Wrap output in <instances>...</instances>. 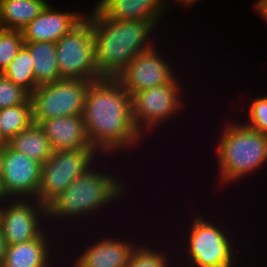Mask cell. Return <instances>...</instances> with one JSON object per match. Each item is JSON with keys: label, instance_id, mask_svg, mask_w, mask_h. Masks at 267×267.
<instances>
[{"label": "cell", "instance_id": "obj_1", "mask_svg": "<svg viewBox=\"0 0 267 267\" xmlns=\"http://www.w3.org/2000/svg\"><path fill=\"white\" fill-rule=\"evenodd\" d=\"M82 117L91 146L113 157L145 140L132 117L131 96L116 78L93 81L87 91ZM122 149V150H121ZM116 152V153H114Z\"/></svg>", "mask_w": 267, "mask_h": 267}, {"label": "cell", "instance_id": "obj_2", "mask_svg": "<svg viewBox=\"0 0 267 267\" xmlns=\"http://www.w3.org/2000/svg\"><path fill=\"white\" fill-rule=\"evenodd\" d=\"M91 10L86 16L92 25L95 62L102 78H117L134 57L156 46L151 36L160 21H121L104 15L95 5Z\"/></svg>", "mask_w": 267, "mask_h": 267}, {"label": "cell", "instance_id": "obj_3", "mask_svg": "<svg viewBox=\"0 0 267 267\" xmlns=\"http://www.w3.org/2000/svg\"><path fill=\"white\" fill-rule=\"evenodd\" d=\"M97 164L96 162L83 175L76 178L47 206L48 223L53 221L57 224L59 220L62 225V221L70 223L76 220L75 224L78 225L77 220L80 222V219H85L86 216L87 220L92 219L90 216L94 218L97 213L102 214L100 211H103V208H108L114 201L117 203L128 193V189L125 188L128 182L121 180L114 173L107 174L103 168L98 170Z\"/></svg>", "mask_w": 267, "mask_h": 267}, {"label": "cell", "instance_id": "obj_4", "mask_svg": "<svg viewBox=\"0 0 267 267\" xmlns=\"http://www.w3.org/2000/svg\"><path fill=\"white\" fill-rule=\"evenodd\" d=\"M236 121H228L221 127V137L214 149L217 151L218 187L225 189L231 183L249 178L257 170L259 173V169L267 165V136L246 126L241 120L239 123Z\"/></svg>", "mask_w": 267, "mask_h": 267}, {"label": "cell", "instance_id": "obj_5", "mask_svg": "<svg viewBox=\"0 0 267 267\" xmlns=\"http://www.w3.org/2000/svg\"><path fill=\"white\" fill-rule=\"evenodd\" d=\"M193 215V221L188 226L190 230L188 229V232H186L189 235L187 234V237L184 238L186 240L180 243V246L184 244V248L180 247L182 249L180 253L185 252L186 266L236 267L238 251L240 250L235 247L237 242L231 236L233 233L229 234L228 227L225 228L224 224L222 226L219 220L215 224L212 220H207L201 216V214L195 213ZM219 222L220 225H217Z\"/></svg>", "mask_w": 267, "mask_h": 267}, {"label": "cell", "instance_id": "obj_6", "mask_svg": "<svg viewBox=\"0 0 267 267\" xmlns=\"http://www.w3.org/2000/svg\"><path fill=\"white\" fill-rule=\"evenodd\" d=\"M179 81L176 76L168 84L141 90L131 97L133 121L142 137L147 132L154 133L157 128L160 130L161 124L166 125L185 110L182 109L185 106L182 101L184 86Z\"/></svg>", "mask_w": 267, "mask_h": 267}, {"label": "cell", "instance_id": "obj_7", "mask_svg": "<svg viewBox=\"0 0 267 267\" xmlns=\"http://www.w3.org/2000/svg\"><path fill=\"white\" fill-rule=\"evenodd\" d=\"M55 44L58 71L62 79H102L95 62L92 25L86 15Z\"/></svg>", "mask_w": 267, "mask_h": 267}, {"label": "cell", "instance_id": "obj_8", "mask_svg": "<svg viewBox=\"0 0 267 267\" xmlns=\"http://www.w3.org/2000/svg\"><path fill=\"white\" fill-rule=\"evenodd\" d=\"M97 155L100 157L94 148L53 151L52 156L41 167L37 200L48 206L76 178L101 160L97 159Z\"/></svg>", "mask_w": 267, "mask_h": 267}, {"label": "cell", "instance_id": "obj_9", "mask_svg": "<svg viewBox=\"0 0 267 267\" xmlns=\"http://www.w3.org/2000/svg\"><path fill=\"white\" fill-rule=\"evenodd\" d=\"M93 81L61 79L38 86L30 95L33 122L49 118L82 116L87 91Z\"/></svg>", "mask_w": 267, "mask_h": 267}, {"label": "cell", "instance_id": "obj_10", "mask_svg": "<svg viewBox=\"0 0 267 267\" xmlns=\"http://www.w3.org/2000/svg\"><path fill=\"white\" fill-rule=\"evenodd\" d=\"M47 220V206L37 199H0V228L7 245L43 235L48 230Z\"/></svg>", "mask_w": 267, "mask_h": 267}, {"label": "cell", "instance_id": "obj_11", "mask_svg": "<svg viewBox=\"0 0 267 267\" xmlns=\"http://www.w3.org/2000/svg\"><path fill=\"white\" fill-rule=\"evenodd\" d=\"M42 165L27 155L0 147V199H37Z\"/></svg>", "mask_w": 267, "mask_h": 267}, {"label": "cell", "instance_id": "obj_12", "mask_svg": "<svg viewBox=\"0 0 267 267\" xmlns=\"http://www.w3.org/2000/svg\"><path fill=\"white\" fill-rule=\"evenodd\" d=\"M157 48L154 46L138 54L117 76L116 79L131 97L141 90L168 84L176 77L173 63L165 59L158 52L162 50Z\"/></svg>", "mask_w": 267, "mask_h": 267}, {"label": "cell", "instance_id": "obj_13", "mask_svg": "<svg viewBox=\"0 0 267 267\" xmlns=\"http://www.w3.org/2000/svg\"><path fill=\"white\" fill-rule=\"evenodd\" d=\"M48 3L42 12L25 28L22 34L24 42H54L73 29L84 17L79 11H62Z\"/></svg>", "mask_w": 267, "mask_h": 267}, {"label": "cell", "instance_id": "obj_14", "mask_svg": "<svg viewBox=\"0 0 267 267\" xmlns=\"http://www.w3.org/2000/svg\"><path fill=\"white\" fill-rule=\"evenodd\" d=\"M94 243L85 244L77 258H73L71 267H127L131 251L136 246V241L124 240V237L97 238ZM133 241V242H132Z\"/></svg>", "mask_w": 267, "mask_h": 267}, {"label": "cell", "instance_id": "obj_15", "mask_svg": "<svg viewBox=\"0 0 267 267\" xmlns=\"http://www.w3.org/2000/svg\"><path fill=\"white\" fill-rule=\"evenodd\" d=\"M171 0H98L95 6L106 16L121 21H161ZM163 16V18H162Z\"/></svg>", "mask_w": 267, "mask_h": 267}, {"label": "cell", "instance_id": "obj_16", "mask_svg": "<svg viewBox=\"0 0 267 267\" xmlns=\"http://www.w3.org/2000/svg\"><path fill=\"white\" fill-rule=\"evenodd\" d=\"M39 125L49 139L53 151L93 148L82 116L49 118Z\"/></svg>", "mask_w": 267, "mask_h": 267}, {"label": "cell", "instance_id": "obj_17", "mask_svg": "<svg viewBox=\"0 0 267 267\" xmlns=\"http://www.w3.org/2000/svg\"><path fill=\"white\" fill-rule=\"evenodd\" d=\"M49 231L51 232L52 229L36 239L7 245L3 260L4 267H52L53 261L56 260L52 257L54 254L51 249L55 250L56 245H52L50 238L53 234L50 236ZM52 246H55V249Z\"/></svg>", "mask_w": 267, "mask_h": 267}, {"label": "cell", "instance_id": "obj_18", "mask_svg": "<svg viewBox=\"0 0 267 267\" xmlns=\"http://www.w3.org/2000/svg\"><path fill=\"white\" fill-rule=\"evenodd\" d=\"M47 4V0H0V29L22 30Z\"/></svg>", "mask_w": 267, "mask_h": 267}, {"label": "cell", "instance_id": "obj_19", "mask_svg": "<svg viewBox=\"0 0 267 267\" xmlns=\"http://www.w3.org/2000/svg\"><path fill=\"white\" fill-rule=\"evenodd\" d=\"M12 150L43 165L53 154L49 139L39 124L32 123L6 143Z\"/></svg>", "mask_w": 267, "mask_h": 267}, {"label": "cell", "instance_id": "obj_20", "mask_svg": "<svg viewBox=\"0 0 267 267\" xmlns=\"http://www.w3.org/2000/svg\"><path fill=\"white\" fill-rule=\"evenodd\" d=\"M33 59L35 83L40 86L61 80L54 42H24Z\"/></svg>", "mask_w": 267, "mask_h": 267}, {"label": "cell", "instance_id": "obj_21", "mask_svg": "<svg viewBox=\"0 0 267 267\" xmlns=\"http://www.w3.org/2000/svg\"><path fill=\"white\" fill-rule=\"evenodd\" d=\"M33 123L32 102L0 109V139L7 143Z\"/></svg>", "mask_w": 267, "mask_h": 267}, {"label": "cell", "instance_id": "obj_22", "mask_svg": "<svg viewBox=\"0 0 267 267\" xmlns=\"http://www.w3.org/2000/svg\"><path fill=\"white\" fill-rule=\"evenodd\" d=\"M2 74L30 95L38 87L35 83L33 59L24 44Z\"/></svg>", "mask_w": 267, "mask_h": 267}, {"label": "cell", "instance_id": "obj_23", "mask_svg": "<svg viewBox=\"0 0 267 267\" xmlns=\"http://www.w3.org/2000/svg\"><path fill=\"white\" fill-rule=\"evenodd\" d=\"M160 251V252H159ZM163 250H153V247L145 244H137L131 251L127 267H173L169 262L174 259Z\"/></svg>", "mask_w": 267, "mask_h": 267}, {"label": "cell", "instance_id": "obj_24", "mask_svg": "<svg viewBox=\"0 0 267 267\" xmlns=\"http://www.w3.org/2000/svg\"><path fill=\"white\" fill-rule=\"evenodd\" d=\"M24 44L21 30L0 29V73L8 67Z\"/></svg>", "mask_w": 267, "mask_h": 267}, {"label": "cell", "instance_id": "obj_25", "mask_svg": "<svg viewBox=\"0 0 267 267\" xmlns=\"http://www.w3.org/2000/svg\"><path fill=\"white\" fill-rule=\"evenodd\" d=\"M248 106V119L242 121L246 126L267 136V95L257 96Z\"/></svg>", "mask_w": 267, "mask_h": 267}, {"label": "cell", "instance_id": "obj_26", "mask_svg": "<svg viewBox=\"0 0 267 267\" xmlns=\"http://www.w3.org/2000/svg\"><path fill=\"white\" fill-rule=\"evenodd\" d=\"M30 94L0 73V109L25 103Z\"/></svg>", "mask_w": 267, "mask_h": 267}, {"label": "cell", "instance_id": "obj_27", "mask_svg": "<svg viewBox=\"0 0 267 267\" xmlns=\"http://www.w3.org/2000/svg\"><path fill=\"white\" fill-rule=\"evenodd\" d=\"M253 6L258 16L264 19V23H267V0H257Z\"/></svg>", "mask_w": 267, "mask_h": 267}, {"label": "cell", "instance_id": "obj_28", "mask_svg": "<svg viewBox=\"0 0 267 267\" xmlns=\"http://www.w3.org/2000/svg\"><path fill=\"white\" fill-rule=\"evenodd\" d=\"M6 247V240L2 229L0 228V264L3 263Z\"/></svg>", "mask_w": 267, "mask_h": 267}, {"label": "cell", "instance_id": "obj_29", "mask_svg": "<svg viewBox=\"0 0 267 267\" xmlns=\"http://www.w3.org/2000/svg\"><path fill=\"white\" fill-rule=\"evenodd\" d=\"M175 1V2H174ZM201 0H171V7H174V4H181L185 6L184 8L193 7L197 2L199 3Z\"/></svg>", "mask_w": 267, "mask_h": 267}, {"label": "cell", "instance_id": "obj_30", "mask_svg": "<svg viewBox=\"0 0 267 267\" xmlns=\"http://www.w3.org/2000/svg\"><path fill=\"white\" fill-rule=\"evenodd\" d=\"M5 144L1 139H0V147Z\"/></svg>", "mask_w": 267, "mask_h": 267}]
</instances>
